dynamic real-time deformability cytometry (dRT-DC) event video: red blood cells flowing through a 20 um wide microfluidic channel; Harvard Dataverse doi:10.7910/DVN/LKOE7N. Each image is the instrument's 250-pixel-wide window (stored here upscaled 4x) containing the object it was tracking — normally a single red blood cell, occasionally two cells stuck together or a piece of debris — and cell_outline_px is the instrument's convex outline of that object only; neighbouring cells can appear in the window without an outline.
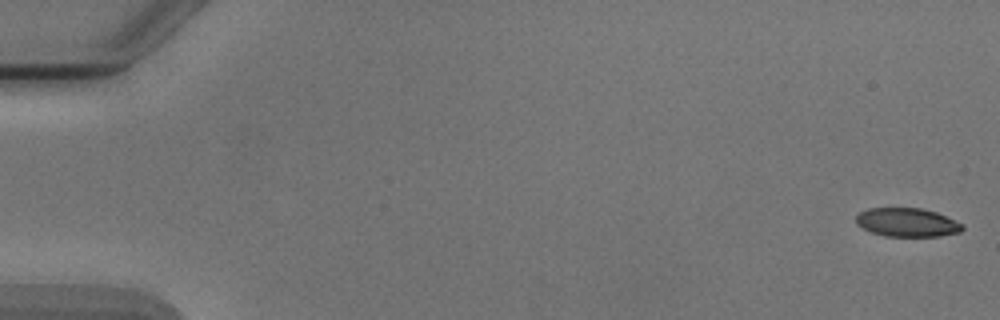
{"species": "Egyptian fruit bat (a non-hibernating species)", "species_latin": "Rousettus aegyptiacus", "temperature_condition": "cold", "stored_images_in_passage": 5, "camera_frame_rate_fps": 3000, "um_per_image_px": 0.085, "animal": {"sex": "male"}, "frame": {"image": 1, "passage_image": 1, "time_ms": 0.0, "image_size_px": [1000, 320], "cell_outline_px": [[964, 228], [960, 232], [940, 236], [884, 236], [872, 232], [856, 224], [856, 216], [860, 212], [868, 208], [920, 208], [936, 212], [964, 224]], "centroid_in_image_um": [77.12, 18.9], "position_along_channel_um": 7.9, "area_um2": 17.74}}
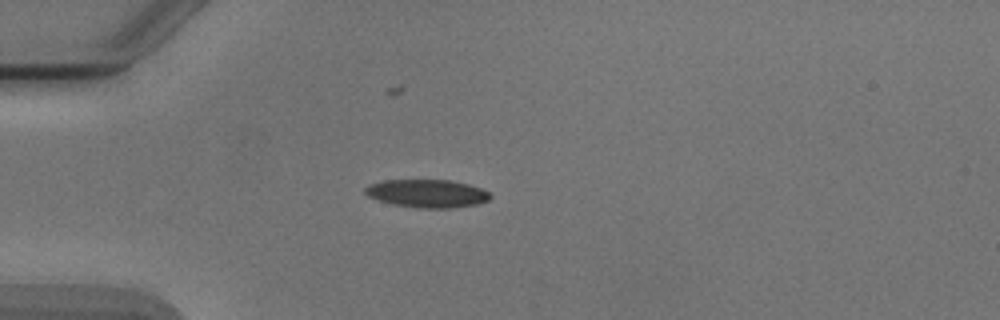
{"frame": {"image": 2, "passage_image": 5, "time_ms": 4.667, "image_size_px": [1000, 320], "cell_outline_px": [[492, 196], [488, 200], [476, 204], [452, 208], [420, 208], [392, 204], [368, 196], [364, 192], [364, 188], [372, 184], [384, 180], [452, 180], [468, 184], [480, 188], [488, 192]], "centroid_in_image_um": [36.32, 16.44], "position_along_channel_um": 48.7, "area_um2": 20.29}}